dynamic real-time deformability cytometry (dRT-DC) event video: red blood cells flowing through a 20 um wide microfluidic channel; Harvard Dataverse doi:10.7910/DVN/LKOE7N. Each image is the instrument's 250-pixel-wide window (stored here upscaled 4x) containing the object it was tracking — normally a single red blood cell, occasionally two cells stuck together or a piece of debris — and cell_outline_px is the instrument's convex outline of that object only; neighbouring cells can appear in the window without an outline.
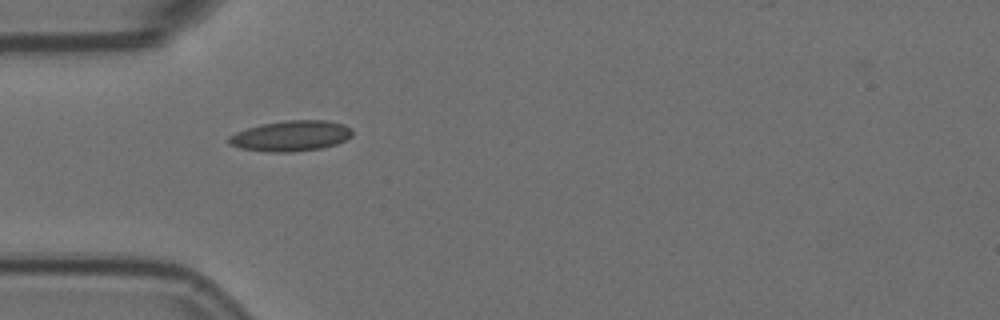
{"species": "Egyptian fruit bat (a non-hibernating species)", "species_latin": "Rousettus aegyptiacus", "temperature_condition": "room temperature", "stored_images_in_passage": 4, "camera_frame_rate_fps": 3000, "um_per_image_px": 0.085, "animal": {"sex": "female"}, "frame": {"image": 1, "passage_image": 1, "time_ms": 0.0, "image_size_px": [1000, 320], "cell_outline_px": [[352, 136], [336, 144], [320, 148], [292, 152], [268, 152], [240, 148], [228, 144], [228, 136], [236, 132], [248, 128], [264, 124], [288, 120], [324, 120], [344, 124], [352, 128]], "centroid_in_image_um": [24.73, 11.55], "position_along_channel_um": 60.3, "area_um2": 21.91}}
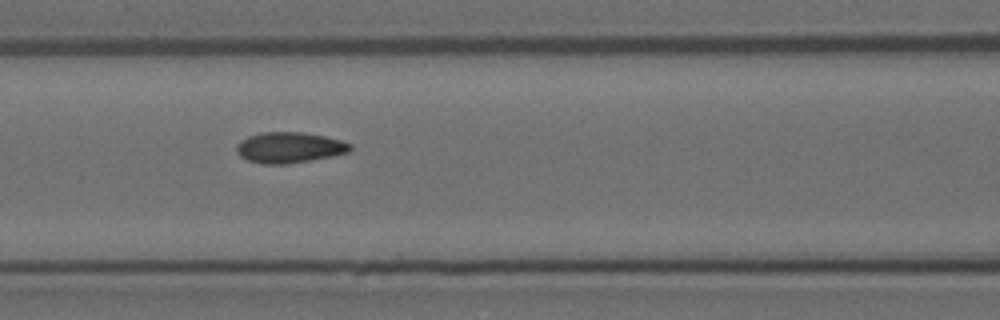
{"frame": {"image": 2, "passage_image": 3, "time_ms": 0.667, "image_size_px": [1000, 320], "cell_outline_px": [[352, 148], [348, 152], [332, 156], [288, 164], [264, 164], [248, 160], [240, 156], [236, 152], [236, 144], [240, 140], [248, 136], [260, 132], [304, 132], [324, 136], [340, 140], [352, 144]], "centroid_in_image_um": [24.57, 12.53], "position_along_channel_um": 142.0, "area_um2": 20.46}}
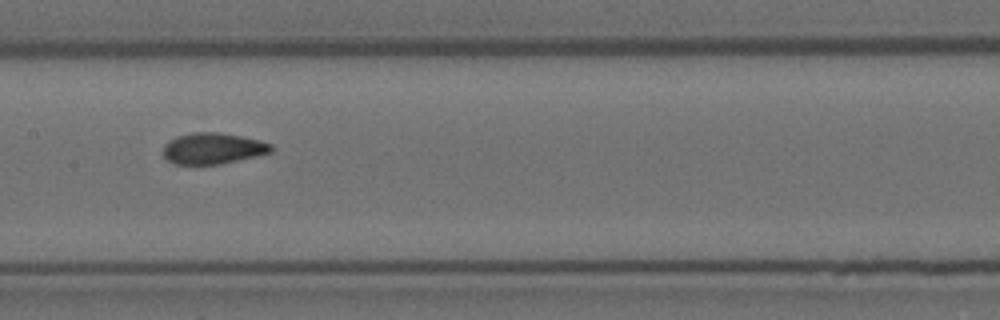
{"frame": {"image": 3, "passage_image": 4, "time_ms": 1.0, "image_size_px": [1000, 320], "cell_outline_px": [[272, 152], [256, 156], [220, 164], [176, 164], [168, 160], [164, 156], [164, 144], [168, 140], [176, 136], [192, 132], [220, 132], [260, 140], [272, 144]], "centroid_in_image_um": [18.09, 12.6], "position_along_channel_um": 189.3, "area_um2": 19.59}}